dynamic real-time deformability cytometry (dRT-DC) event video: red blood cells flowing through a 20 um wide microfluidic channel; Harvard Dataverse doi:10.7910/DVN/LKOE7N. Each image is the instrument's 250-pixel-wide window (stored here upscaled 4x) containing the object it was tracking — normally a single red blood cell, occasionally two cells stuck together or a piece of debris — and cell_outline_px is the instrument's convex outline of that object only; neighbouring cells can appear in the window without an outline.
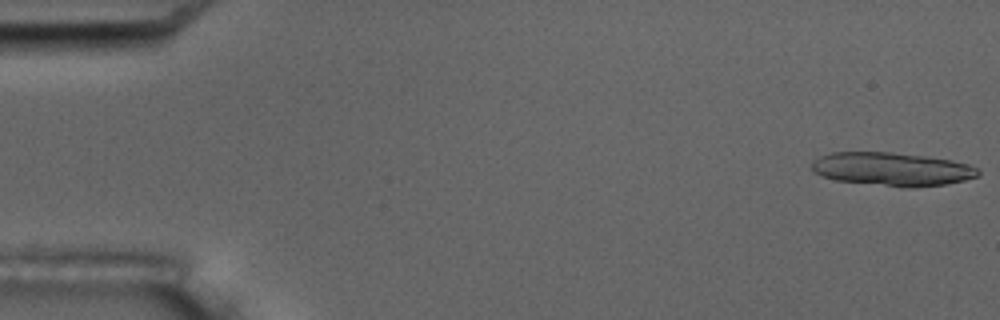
{"species": "common noctule bat (a hibernating species)", "species_latin": "Nyctalus noctula", "temperature_condition": "room temperature", "stored_images_in_passage": 8, "camera_frame_rate_fps": 3000, "um_per_image_px": 0.085, "animal": {"sex": "male", "body_mass_g": 17.5, "forearm_length_mm": 52.3}, "frame": {"image": 1, "passage_image": 1, "time_ms": 0.0, "image_size_px": [1000, 320], "cell_outline_px": [[980, 176], [964, 180], [944, 184], [916, 188], [908, 188], [836, 180], [820, 176], [812, 168], [812, 160], [820, 156], [832, 152], [892, 152], [928, 156], [952, 160], [968, 164], [980, 168]], "centroid_in_image_um": [75.86, 14.37], "position_along_channel_um": 9.1, "area_um2": 32.66}}